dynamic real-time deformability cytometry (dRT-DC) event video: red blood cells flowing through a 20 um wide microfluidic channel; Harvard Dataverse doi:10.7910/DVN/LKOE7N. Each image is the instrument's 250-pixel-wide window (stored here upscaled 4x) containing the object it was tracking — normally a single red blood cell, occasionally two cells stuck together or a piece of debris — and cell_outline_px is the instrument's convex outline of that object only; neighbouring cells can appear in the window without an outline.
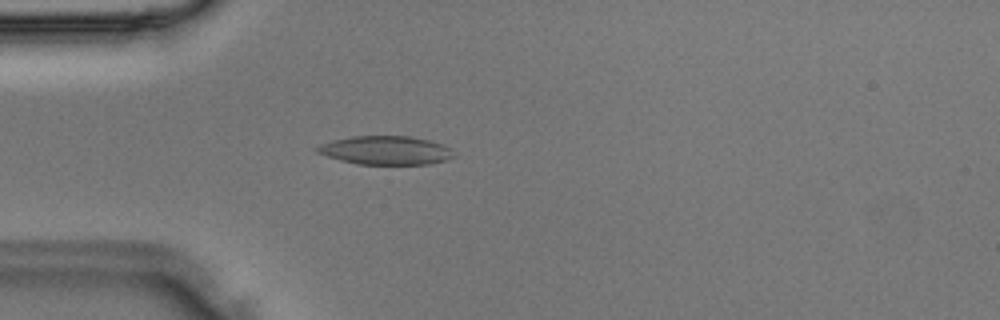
{"species": "Egyptian fruit bat (a non-hibernating species)", "species_latin": "Rousettus aegyptiacus", "temperature_condition": "room temperature", "stored_images_in_passage": 35, "camera_frame_rate_fps": 3000, "um_per_image_px": 0.085, "animal": {"sex": "male"}, "frame": {"image": 1, "passage_image": 9, "time_ms": 2.667, "image_size_px": [1000, 320], "cell_outline_px": [[456, 156], [448, 160], [428, 164], [356, 164], [340, 160], [316, 152], [312, 148], [320, 144], [332, 140], [352, 136], [412, 136], [444, 144], [452, 148]], "centroid_in_image_um": [32.81, 12.77], "position_along_channel_um": 52.2, "area_um2": 23.12}}
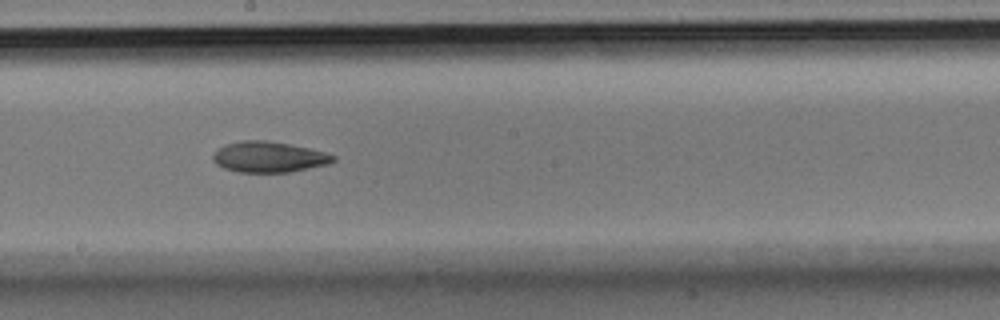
{"frame": {"image": 2, "passage_image": 19, "time_ms": 6.0, "image_size_px": [1000, 320], "cell_outline_px": [[336, 160], [328, 164], [288, 172], [240, 172], [224, 168], [216, 164], [212, 160], [212, 156], [216, 148], [224, 144], [240, 140], [264, 140], [288, 144], [308, 148], [324, 152], [336, 156]], "centroid_in_image_um": [22.8, 13.33], "position_along_channel_um": 225.4, "area_um2": 21.56}}
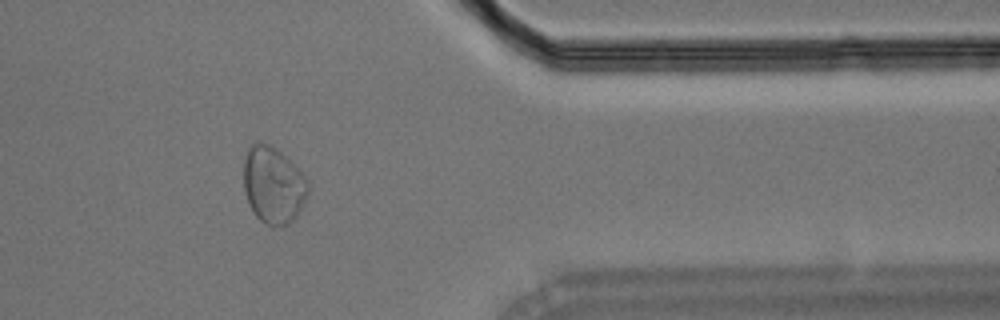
{"frame": {"image": 3, "passage_image": 29, "time_ms": 9.333, "image_size_px": [1000, 320], "cell_outline_px": [[308, 192], [296, 216], [288, 224], [268, 224], [260, 220], [256, 216], [248, 204], [244, 192], [244, 156], [248, 148], [256, 140], [268, 144], [280, 152], [304, 176], [308, 184]], "centroid_in_image_um": [23.18, 15.7], "position_along_channel_um": 388.2, "area_um2": 28.26}}